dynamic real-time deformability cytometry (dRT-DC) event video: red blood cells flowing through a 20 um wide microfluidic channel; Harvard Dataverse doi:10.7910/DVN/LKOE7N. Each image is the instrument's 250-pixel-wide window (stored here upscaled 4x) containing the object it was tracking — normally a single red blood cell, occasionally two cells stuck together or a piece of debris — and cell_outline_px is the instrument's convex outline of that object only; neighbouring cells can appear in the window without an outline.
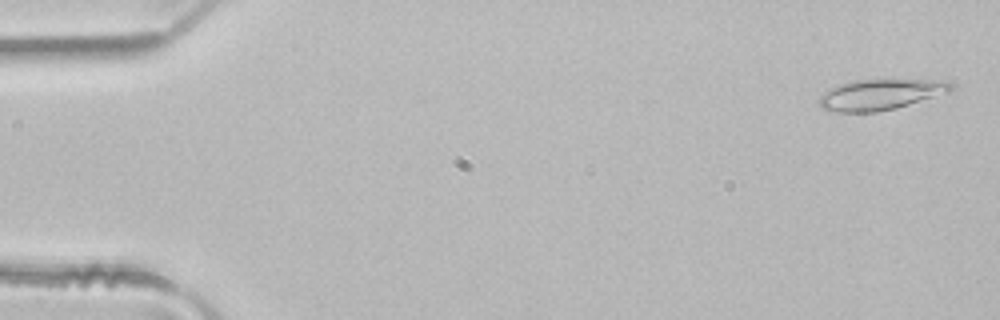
{"species": "common noctule bat (a hibernating species)", "species_latin": "Nyctalus noctula", "temperature_condition": "room temperature", "stored_images_in_passage": 49, "camera_frame_rate_fps": 3000, "um_per_image_px": 0.085, "animal": {"sex": "male", "body_mass_g": 21.5, "forearm_length_mm": 52.0}, "frame": {"image": 1, "passage_image": 2, "time_ms": 0.333, "image_size_px": [1000, 320], "cell_outline_px": [[952, 92], [896, 108], [876, 112], [836, 112], [820, 108], [816, 104], [816, 100], [828, 88], [840, 84], [856, 80], [944, 80], [952, 84]], "centroid_in_image_um": [74.79, 8.05], "position_along_channel_um": 10.2, "area_um2": 23.81}}
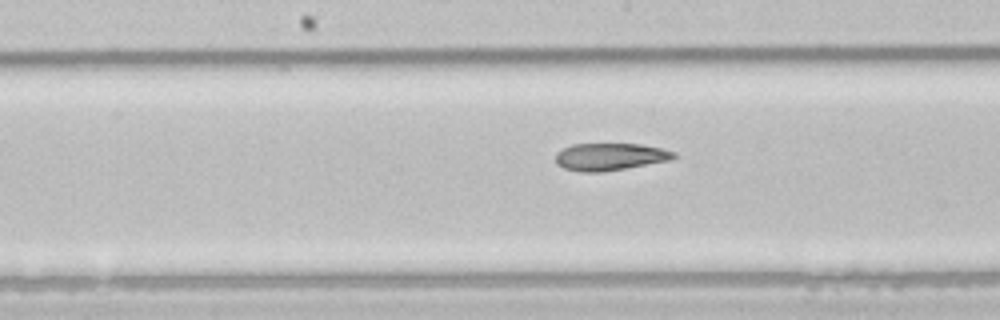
{"frame": {"image": 2, "passage_image": 25, "time_ms": 8.0, "image_size_px": [1000, 320], "cell_outline_px": [[676, 156], [668, 160], [624, 168], [600, 172], [580, 172], [564, 168], [556, 164], [556, 152], [572, 144], [640, 144], [664, 148], [676, 152]], "centroid_in_image_um": [51.82, 13.31], "position_along_channel_um": 196.4, "area_um2": 18.67}}
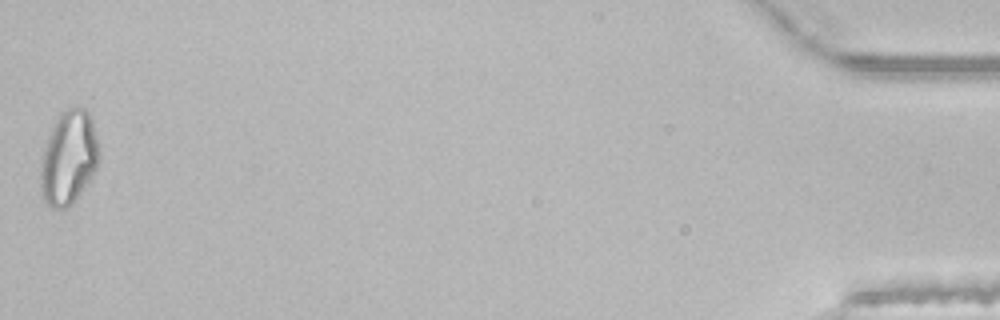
{"frame": {"image": 3, "passage_image": 49, "time_ms": 16.0, "image_size_px": [1000, 320], "cell_outline_px": [[100, 160], [92, 176], [84, 188], [72, 204], [68, 208], [52, 208], [44, 200], [40, 188], [40, 156], [48, 136], [60, 112], [68, 108], [84, 108], [88, 112], [92, 120], [100, 152]], "centroid_in_image_um": [5.83, 13.43], "position_along_channel_um": 429.4, "area_um2": 32.19}, "authors_computed_cell_mechanics": {"area_um2": 22.0218, "velocity_mm_per_s": 4.1406, "shape_relaxation_time_tau1_ms": null, "shape_relaxation_time_tau2_ms": 3.2532, "deformation_change_tau1": null, "deformation_change_tau2": 0.1144}}